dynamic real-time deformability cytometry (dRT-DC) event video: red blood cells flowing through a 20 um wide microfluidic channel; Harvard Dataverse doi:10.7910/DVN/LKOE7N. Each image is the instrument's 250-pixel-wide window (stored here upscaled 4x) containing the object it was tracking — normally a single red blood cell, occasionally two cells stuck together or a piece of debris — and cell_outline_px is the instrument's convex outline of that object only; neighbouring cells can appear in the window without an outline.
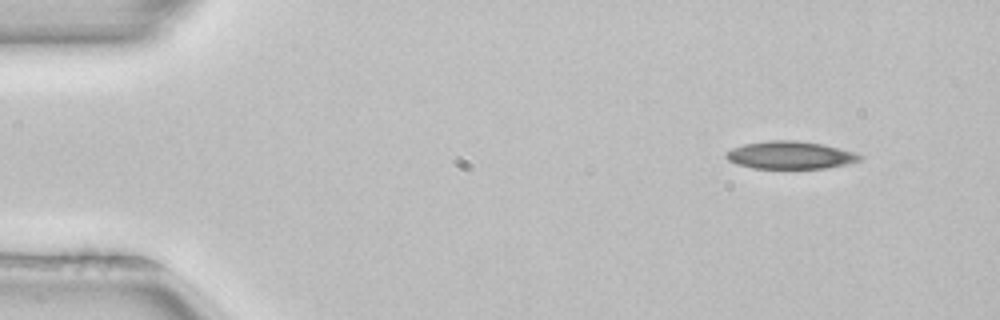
{"species": "common noctule bat (a hibernating species)", "species_latin": "Nyctalus noctula", "temperature_condition": "room temperature", "stored_images_in_passage": 50, "camera_frame_rate_fps": 3000, "um_per_image_px": 0.085, "animal": {"sex": "female", "body_mass_g": 22.7, "forearm_length_mm": 54.2}, "frame": {"image": 1, "passage_image": 4, "time_ms": 1.0, "image_size_px": [1000, 320], "cell_outline_px": [[860, 160], [848, 164], [824, 168], [752, 168], [736, 164], [728, 160], [724, 156], [724, 152], [732, 148], [744, 144], [768, 140], [796, 140], [820, 144], [840, 148], [856, 152], [860, 156]], "centroid_in_image_um": [67.12, 13.18], "position_along_channel_um": 17.9, "area_um2": 21.56}}
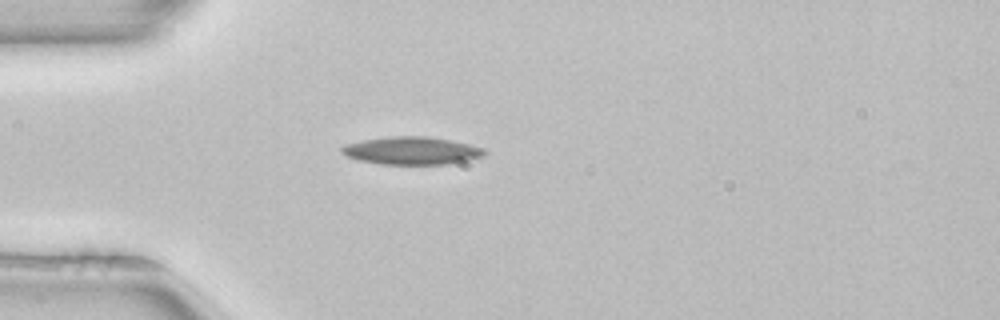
{"frame": {"image": 2, "passage_image": 13, "time_ms": 4.0, "image_size_px": [1000, 320], "cell_outline_px": [[488, 152], [484, 156], [468, 160], [448, 164], [380, 164], [360, 160], [348, 156], [340, 152], [340, 148], [344, 144], [364, 140], [388, 136], [428, 136], [468, 144], [484, 148]], "centroid_in_image_um": [35.0, 12.8], "position_along_channel_um": 50.0, "area_um2": 23.06}}
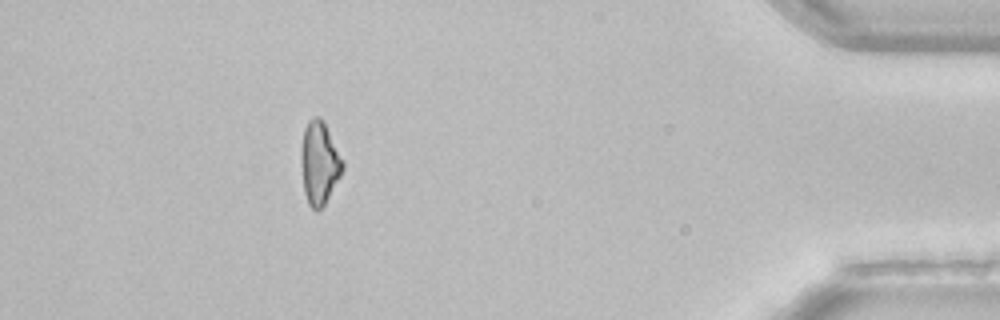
{"frame": {"image": 3, "passage_image": 45, "time_ms": 14.667, "image_size_px": [1000, 320], "cell_outline_px": [[344, 168], [340, 176], [324, 204], [316, 212], [308, 204], [304, 192], [300, 156], [304, 128], [308, 120], [312, 116], [320, 116], [324, 120], [344, 160]], "centroid_in_image_um": [27.15, 13.8], "position_along_channel_um": 408.1, "area_um2": 20.29}, "authors_computed_cell_mechanics": {"area_um2": 21.6172, "velocity_mm_per_s": 3.9866, "shape_relaxation_time_tau1_ms": 5.8495, "shape_relaxation_time_tau2_ms": null, "deformation_change_tau1": 0.1089, "deformation_change_tau2": null}}